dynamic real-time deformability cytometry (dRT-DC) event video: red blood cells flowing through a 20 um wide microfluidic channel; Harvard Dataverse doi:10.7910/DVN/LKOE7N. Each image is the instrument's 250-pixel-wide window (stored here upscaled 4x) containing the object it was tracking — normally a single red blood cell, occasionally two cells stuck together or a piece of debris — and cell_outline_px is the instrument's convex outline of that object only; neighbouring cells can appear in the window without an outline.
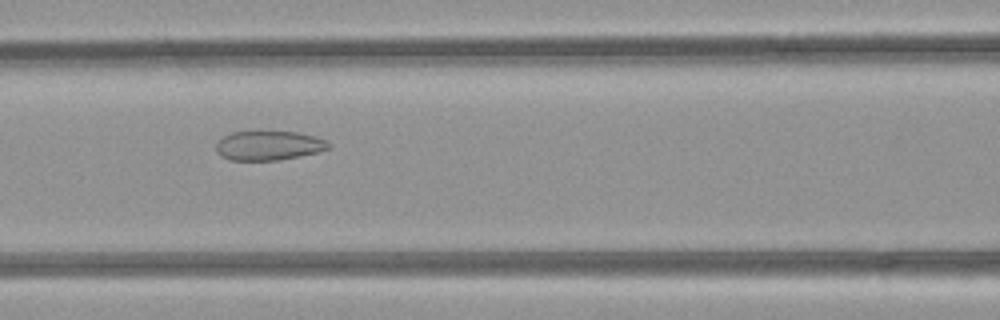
{"species": "common noctule bat (a hibernating species)", "species_latin": "Nyctalus noctula", "temperature_condition": "room temperature", "stored_images_in_passage": 28, "camera_frame_rate_fps": 3000, "um_per_image_px": 0.085, "animal": {"sex": "female", "body_mass_g": 21.9}, "frame": {"image": 1, "passage_image": 6, "time_ms": 1.667, "image_size_px": [1000, 320], "cell_outline_px": [[332, 148], [316, 152], [276, 160], [228, 160], [220, 156], [216, 152], [216, 144], [224, 136], [232, 132], [296, 132], [312, 136], [324, 140], [332, 144]], "centroid_in_image_um": [22.81, 12.38], "position_along_channel_um": 143.8, "area_um2": 18.96}}
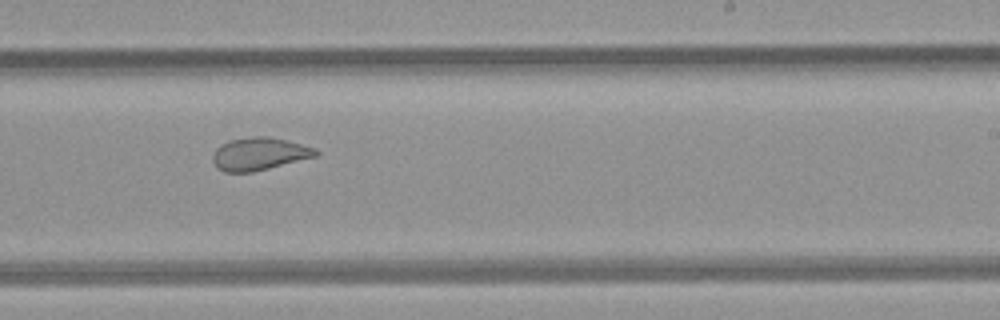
{"frame": {"image": 2, "passage_image": 15, "time_ms": 4.667, "image_size_px": [1000, 320], "cell_outline_px": [[320, 152], [316, 156], [252, 172], [224, 172], [216, 168], [212, 160], [212, 156], [216, 148], [220, 144], [232, 140], [252, 136], [268, 136], [316, 148]], "centroid_in_image_um": [22.0, 13.08], "position_along_channel_um": 267.0, "area_um2": 19.48}}
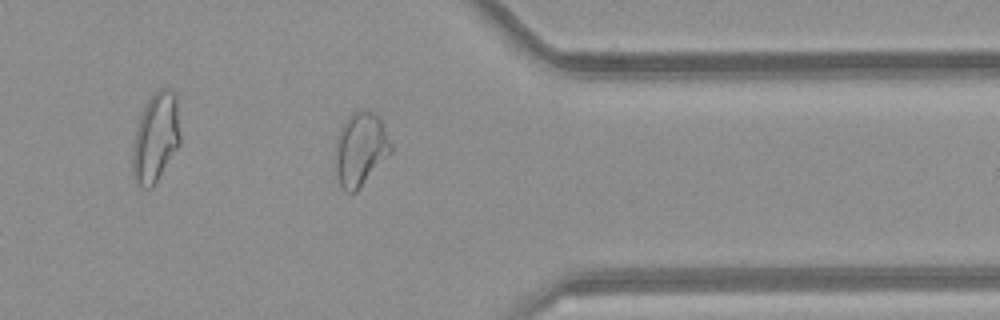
{"frame": {"image": 3, "passage_image": 24, "time_ms": 7.667, "image_size_px": [1000, 320], "cell_outline_px": [[392, 152], [356, 192], [348, 192], [340, 184], [336, 168], [336, 140], [340, 128], [348, 116], [356, 108], [364, 108], [376, 112], [392, 144]], "centroid_in_image_um": [30.66, 12.61], "position_along_channel_um": 380.7, "area_um2": 23.81}}